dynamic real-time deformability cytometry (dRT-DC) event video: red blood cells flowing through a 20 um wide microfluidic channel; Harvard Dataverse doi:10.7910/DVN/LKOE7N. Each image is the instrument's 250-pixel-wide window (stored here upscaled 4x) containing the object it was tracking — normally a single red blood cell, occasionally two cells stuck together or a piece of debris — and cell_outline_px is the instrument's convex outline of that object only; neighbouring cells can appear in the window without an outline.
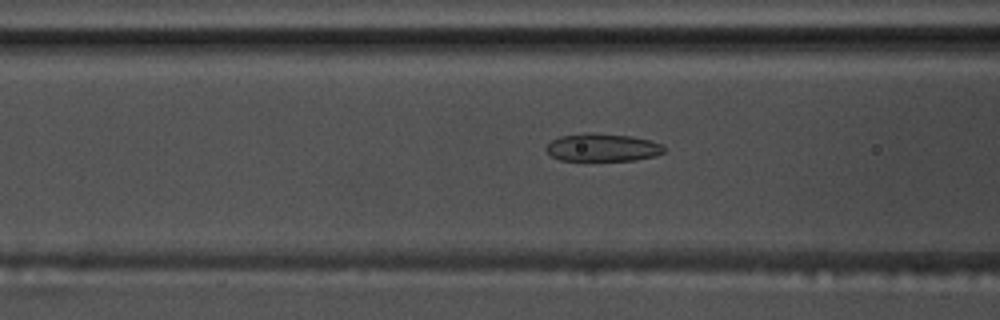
{"species": "common noctule bat (a hibernating species)", "species_latin": "Nyctalus noctula", "temperature_condition": "warm", "stored_images_in_passage": 57, "camera_frame_rate_fps": 3000, "um_per_image_px": 0.085, "animal": {"sex": "male", "body_mass_g": 17.5, "forearm_length_mm": 52.3}, "frame": {"image": 1, "passage_image": 23, "time_ms": 7.333, "image_size_px": [1000, 320], "cell_outline_px": [[664, 152], [656, 156], [636, 160], [560, 160], [552, 156], [544, 148], [552, 140], [560, 136], [588, 132], [592, 132], [632, 136], [648, 140], [660, 144], [664, 148]], "centroid_in_image_um": [51.2, 12.53], "position_along_channel_um": 115.4, "area_um2": 19.07}}
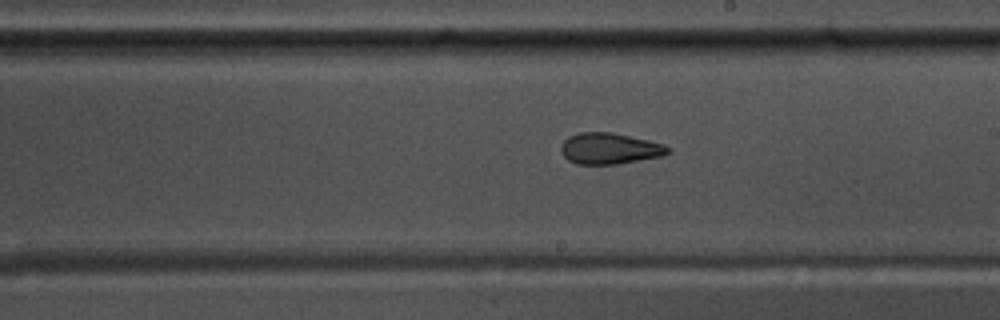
{"frame": {"image": 2, "passage_image": 33, "time_ms": 10.667, "image_size_px": [1000, 320], "cell_outline_px": [[668, 152], [660, 156], [616, 164], [576, 164], [568, 160], [560, 152], [560, 148], [564, 140], [568, 136], [580, 132], [612, 132], [648, 140], [664, 144], [668, 148]], "centroid_in_image_um": [51.75, 12.62], "position_along_channel_um": 237.3, "area_um2": 19.25}}
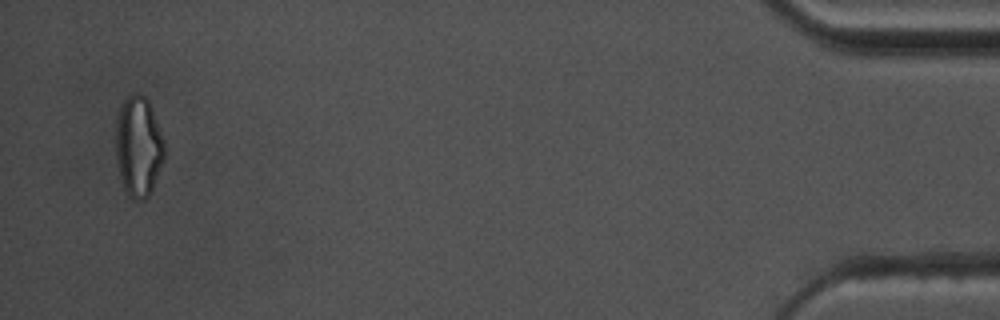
{"frame": {"image": 3, "passage_image": 55, "time_ms": 18.0, "image_size_px": [1000, 320], "cell_outline_px": [[164, 160], [152, 188], [148, 196], [144, 200], [132, 200], [128, 196], [124, 188], [120, 176], [116, 160], [116, 124], [120, 108], [124, 100], [132, 92], [140, 92], [148, 100], [152, 108], [164, 140]], "centroid_in_image_um": [11.77, 12.44], "position_along_channel_um": 423.4, "area_um2": 28.55}, "authors_computed_cell_mechanics": {"area_um2": 20.4034, "velocity_mm_per_s": 3.6629, "shape_relaxation_time_tau1_ms": 6.6901, "shape_relaxation_time_tau2_ms": 2.0486, "deformation_change_tau1": 0.188, "deformation_change_tau2": 0.1025}}